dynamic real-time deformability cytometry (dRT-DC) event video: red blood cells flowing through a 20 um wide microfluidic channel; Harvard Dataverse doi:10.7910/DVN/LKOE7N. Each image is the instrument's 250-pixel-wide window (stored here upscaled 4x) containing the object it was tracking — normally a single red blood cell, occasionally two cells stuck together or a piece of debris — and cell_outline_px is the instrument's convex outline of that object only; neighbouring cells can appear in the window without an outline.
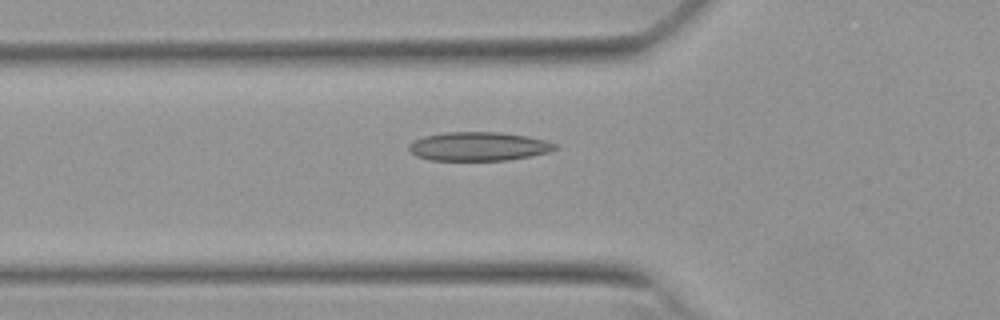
{"species": "Egyptian fruit bat (a non-hibernating species)", "species_latin": "Rousettus aegyptiacus", "temperature_condition": "warm", "stored_images_in_passage": 41, "camera_frame_rate_fps": 3000, "um_per_image_px": 0.085, "animal": {"sex": "female"}, "frame": {"image": 1, "passage_image": 14, "time_ms": 4.333, "image_size_px": [1000, 320], "cell_outline_px": [[560, 148], [552, 152], [532, 156], [508, 160], [432, 160], [416, 156], [408, 148], [408, 144], [424, 136], [448, 132], [500, 132], [528, 136], [544, 140], [556, 144]], "centroid_in_image_um": [40.74, 12.45], "position_along_channel_um": 85.1, "area_um2": 24.62}}
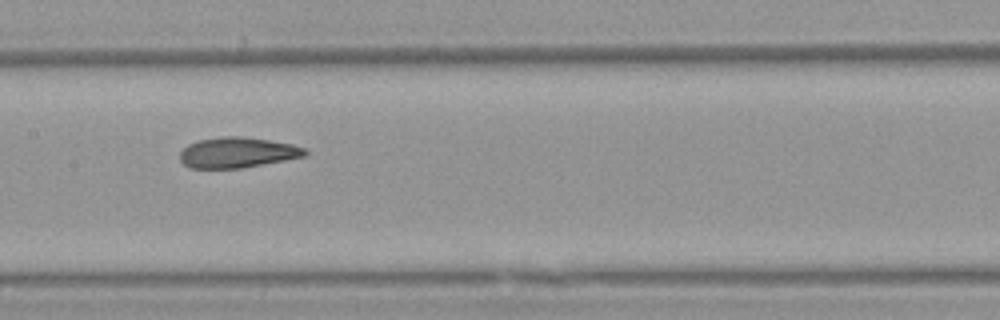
{"frame": {"image": 2, "passage_image": 22, "time_ms": 7.0, "image_size_px": [1000, 320], "cell_outline_px": [[308, 152], [304, 156], [244, 168], [188, 168], [180, 160], [180, 152], [188, 144], [200, 140], [220, 136], [240, 136], [268, 140], [292, 144], [304, 148]], "centroid_in_image_um": [20.15, 12.97], "position_along_channel_um": 187.2, "area_um2": 22.14}}
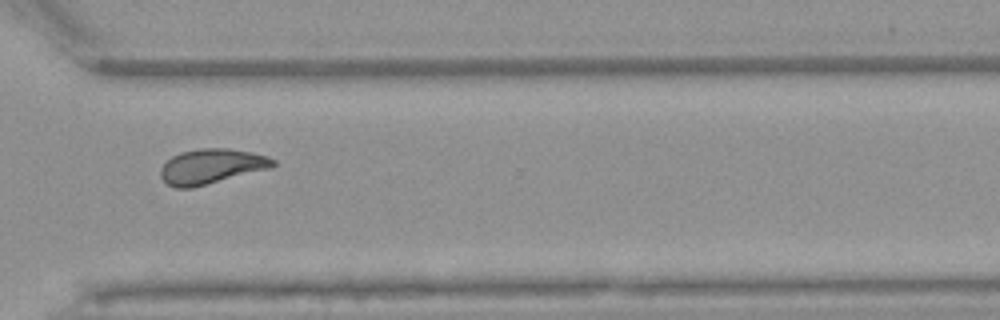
{"frame": {"image": 3, "passage_image": 35, "time_ms": 11.333, "image_size_px": [1000, 320], "cell_outline_px": [[276, 164], [272, 168], [192, 188], [176, 188], [168, 184], [160, 176], [160, 168], [172, 156], [180, 152], [200, 148], [228, 148], [252, 152], [268, 156], [276, 160]], "centroid_in_image_um": [18.0, 14.14], "position_along_channel_um": 352.6, "area_um2": 23.06}, "authors_computed_cell_mechanics": {"area_um2": 22.831, "velocity_mm_per_s": 3.824, "shape_relaxation_time_tau1_ms": 10.2169, "shape_relaxation_time_tau2_ms": 1.67, "deformation_change_tau1": 0.2456, "deformation_change_tau2": 0.0734}}